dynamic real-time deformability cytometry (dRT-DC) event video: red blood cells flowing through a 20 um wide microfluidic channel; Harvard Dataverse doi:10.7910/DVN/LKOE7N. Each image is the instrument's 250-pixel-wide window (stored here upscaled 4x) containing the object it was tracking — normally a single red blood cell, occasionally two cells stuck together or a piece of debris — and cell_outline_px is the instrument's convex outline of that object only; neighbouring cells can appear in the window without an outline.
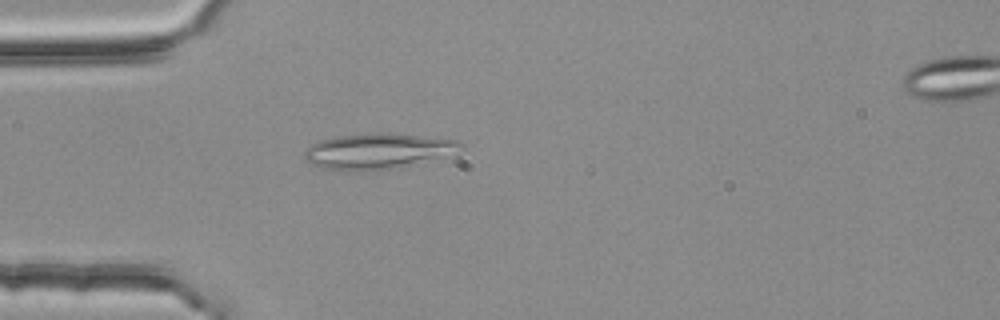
{"species": "common noctule bat (a hibernating species)", "species_latin": "Nyctalus noctula", "temperature_condition": "room temperature", "stored_images_in_passage": 4, "camera_frame_rate_fps": 3000, "um_per_image_px": 0.085, "animal": {"sex": "female", "body_mass_g": 25.1}, "frame": {"image": 1, "passage_image": 3, "time_ms": 0.667, "image_size_px": [1000, 320], "cell_outline_px": [[464, 148], [436, 156], [400, 164], [380, 168], [356, 172], [352, 172], [320, 168], [308, 164], [304, 156], [304, 152], [312, 144], [320, 140], [336, 136], [384, 132], [456, 140]], "centroid_in_image_um": [31.87, 12.82], "position_along_channel_um": 53.1, "area_um2": 30.87}}